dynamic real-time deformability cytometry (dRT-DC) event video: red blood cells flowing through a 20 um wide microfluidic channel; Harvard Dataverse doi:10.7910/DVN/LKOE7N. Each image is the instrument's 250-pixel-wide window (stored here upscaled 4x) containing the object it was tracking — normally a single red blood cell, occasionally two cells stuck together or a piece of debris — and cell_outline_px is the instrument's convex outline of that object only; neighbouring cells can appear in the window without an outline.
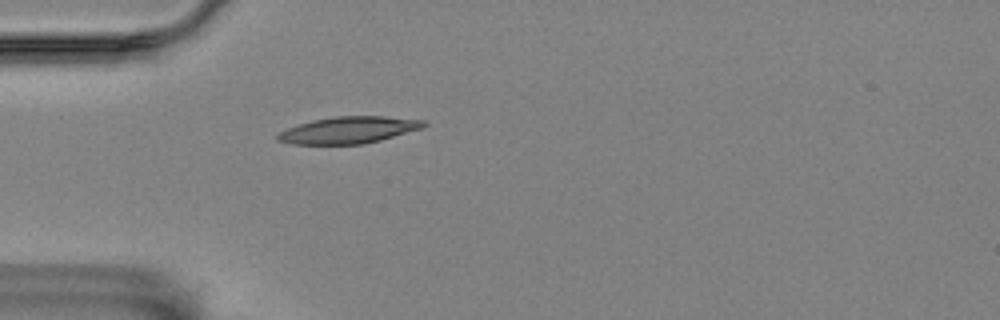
{"species": "Egyptian fruit bat (a non-hibernating species)", "species_latin": "Rousettus aegyptiacus", "temperature_condition": "room temperature", "stored_images_in_passage": 1, "camera_frame_rate_fps": 3000, "um_per_image_px": 0.085, "animal": {"sex": "female"}, "frame": {"image": 1, "passage_image": 1, "time_ms": 0.0, "image_size_px": [1000, 320], "cell_outline_px": [[428, 124], [424, 128], [380, 140], [364, 144], [292, 144], [276, 140], [276, 136], [280, 132], [288, 128], [312, 120], [336, 116], [384, 116], [424, 120]], "centroid_in_image_um": [29.67, 11.05], "position_along_channel_um": 55.3, "area_um2": 22.77}}